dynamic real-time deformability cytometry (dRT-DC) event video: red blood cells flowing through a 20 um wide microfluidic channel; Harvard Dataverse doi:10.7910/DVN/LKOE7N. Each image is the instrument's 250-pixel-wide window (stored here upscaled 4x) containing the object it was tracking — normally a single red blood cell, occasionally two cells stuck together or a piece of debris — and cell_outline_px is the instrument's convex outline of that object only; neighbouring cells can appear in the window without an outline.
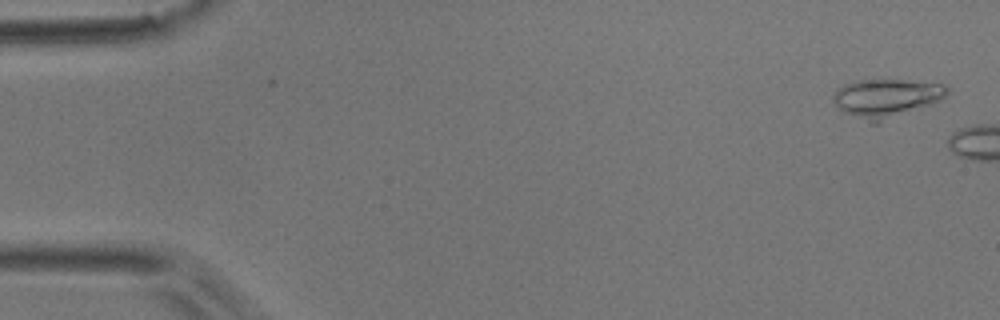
{"species": "common noctule bat (a hibernating species)", "species_latin": "Nyctalus noctula", "temperature_condition": "room temperature", "stored_images_in_passage": 3, "camera_frame_rate_fps": 3000, "um_per_image_px": 0.085, "animal": {"sex": "male", "body_mass_g": 17.9}, "frame": {"image": 1, "passage_image": 1, "time_ms": 0.0, "image_size_px": [1000, 320], "cell_outline_px": [[948, 92], [944, 96], [928, 104], [880, 124], [872, 124], [844, 112], [832, 100], [832, 96], [844, 84], [860, 80], [904, 80], [944, 84], [948, 88]], "centroid_in_image_um": [75.3, 8.35], "position_along_channel_um": 9.7, "area_um2": 25.14}}